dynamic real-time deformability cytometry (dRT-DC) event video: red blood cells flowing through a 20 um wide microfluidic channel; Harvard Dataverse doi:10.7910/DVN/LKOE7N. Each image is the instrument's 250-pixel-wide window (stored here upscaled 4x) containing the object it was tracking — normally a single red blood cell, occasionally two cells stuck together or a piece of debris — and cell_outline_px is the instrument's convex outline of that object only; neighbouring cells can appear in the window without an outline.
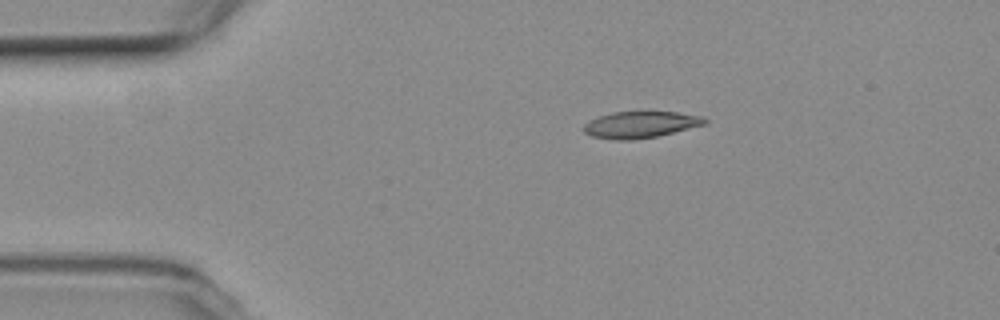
{"species": "common noctule bat (a hibernating species)", "species_latin": "Nyctalus noctula", "temperature_condition": "room temperature", "stored_images_in_passage": 4, "camera_frame_rate_fps": 3000, "um_per_image_px": 0.085, "animal": {"sex": "female", "body_mass_g": 19.3, "forearm_length_mm": 54.1}, "frame": {"image": 1, "passage_image": 1, "time_ms": 0.0, "image_size_px": [1000, 320], "cell_outline_px": [[708, 120], [704, 124], [656, 136], [632, 140], [616, 140], [592, 136], [584, 132], [584, 124], [588, 120], [612, 112], [676, 112], [704, 116]], "centroid_in_image_um": [54.41, 10.59], "position_along_channel_um": 30.6, "area_um2": 18.5}}
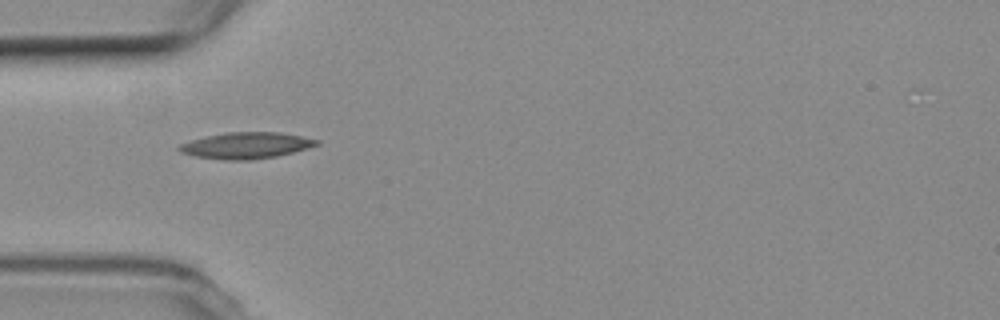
{"frame": {"image": 2, "passage_image": 3, "time_ms": 2.333, "image_size_px": [1000, 320], "cell_outline_px": [[320, 144], [292, 152], [276, 156], [252, 160], [224, 160], [196, 156], [180, 152], [176, 148], [180, 144], [192, 140], [224, 132], [280, 132], [320, 140]], "centroid_in_image_um": [20.91, 12.36], "position_along_channel_um": 64.1, "area_um2": 20.92}}
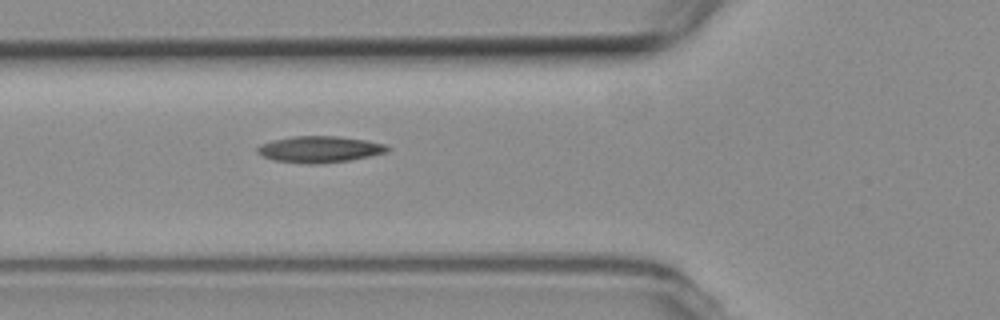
{"frame": {"image": 3, "passage_image": 4, "time_ms": 3.333, "image_size_px": [1000, 320], "cell_outline_px": [[392, 148], [388, 152], [348, 160], [316, 164], [308, 164], [276, 160], [264, 156], [256, 152], [256, 148], [260, 144], [272, 140], [292, 136], [336, 136], [364, 140], [384, 144]], "centroid_in_image_um": [27.15, 12.68], "position_along_channel_um": 98.6, "area_um2": 19.83}}